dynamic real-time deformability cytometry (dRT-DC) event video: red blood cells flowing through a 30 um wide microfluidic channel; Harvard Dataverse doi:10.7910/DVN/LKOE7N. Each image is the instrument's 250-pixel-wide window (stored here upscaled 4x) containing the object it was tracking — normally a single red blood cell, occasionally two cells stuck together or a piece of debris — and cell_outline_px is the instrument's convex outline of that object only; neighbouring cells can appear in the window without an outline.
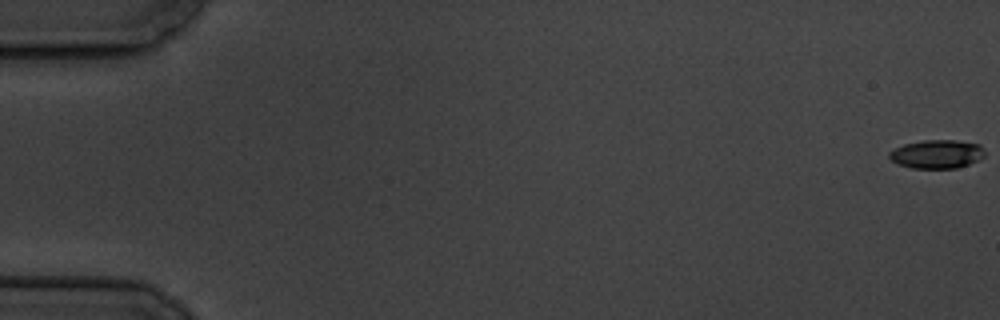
{"species": "common noctule bat (a hibernating species)", "species_latin": "Nyctalus noctula", "temperature_condition": "cold", "stored_images_in_passage": 59, "camera_frame_rate_fps": 3000, "um_per_image_px": 0.085, "animal": {"sex": "male", "body_mass_g": 19.5, "forearm_length_mm": 54.6}, "frame": {"image": 1, "passage_image": 1, "time_ms": 0.0, "image_size_px": [1000, 320], "cell_outline_px": [[984, 156], [968, 164], [956, 168], [912, 168], [900, 164], [892, 160], [888, 156], [888, 152], [904, 144], [924, 140], [956, 140], [980, 144], [984, 152]], "centroid_in_image_um": [79.63, 13.09], "position_along_channel_um": 5.4, "area_um2": 15.72}}
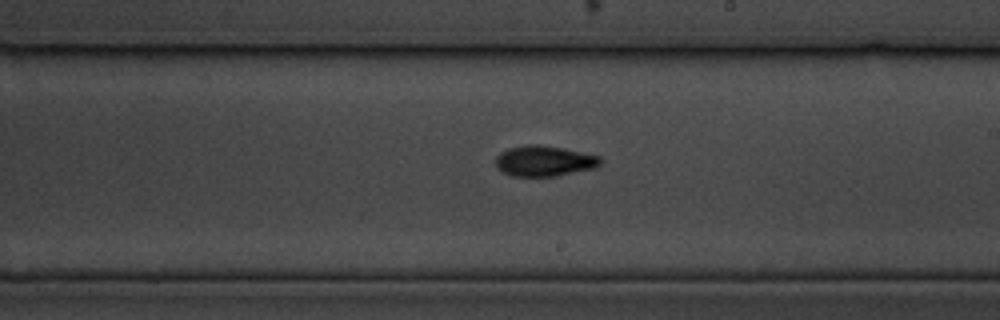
{"frame": {"image": 2, "passage_image": 35, "time_ms": 11.333, "image_size_px": [1000, 320], "cell_outline_px": [[600, 164], [596, 168], [556, 176], [512, 176], [496, 168], [496, 156], [500, 152], [508, 148], [528, 144], [540, 144], [600, 156]], "centroid_in_image_um": [46.23, 13.68], "position_along_channel_um": 242.8, "area_um2": 18.61}}
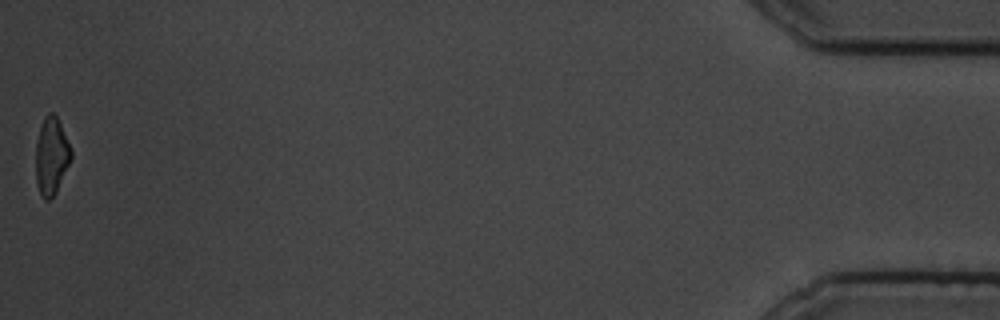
{"frame": {"image": 3, "passage_image": 59, "time_ms": 19.333, "image_size_px": [1000, 320], "cell_outline_px": [[72, 160], [56, 192], [48, 200], [44, 200], [40, 196], [36, 184], [36, 144], [40, 128], [44, 116], [48, 112], [52, 112], [56, 116], [60, 124], [72, 152]], "centroid_in_image_um": [4.36, 13.3], "position_along_channel_um": 430.8, "area_um2": 15.95}, "authors_computed_cell_mechanics": {"area_um2": 17.2244, "velocity_mm_per_s": 3.5085, "shape_relaxation_time_tau1_ms": 4.0582, "shape_relaxation_time_tau2_ms": 5.1596, "deformation_change_tau1": 0.1554, "deformation_change_tau2": 0.1193}}